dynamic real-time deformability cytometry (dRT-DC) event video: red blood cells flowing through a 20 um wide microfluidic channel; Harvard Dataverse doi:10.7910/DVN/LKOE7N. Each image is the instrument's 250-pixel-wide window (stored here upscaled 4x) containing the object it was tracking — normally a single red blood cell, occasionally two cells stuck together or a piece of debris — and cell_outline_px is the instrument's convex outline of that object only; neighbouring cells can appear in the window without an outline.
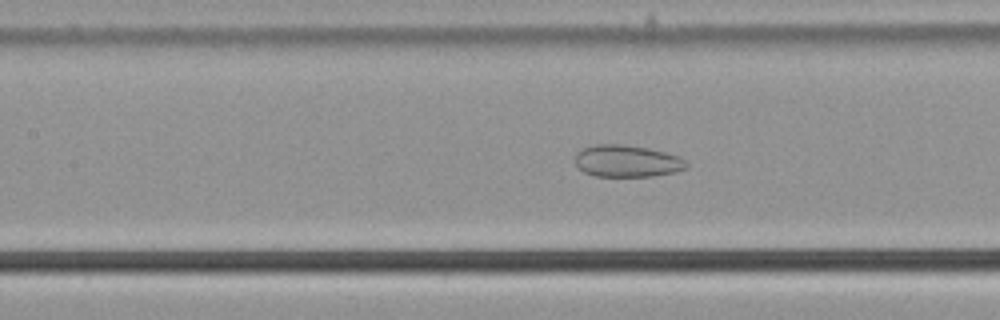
{"species": "common noctule bat (a hibernating species)", "species_latin": "Nyctalus noctula", "temperature_condition": "cold", "stored_images_in_passage": 31, "camera_frame_rate_fps": 3000, "um_per_image_px": 0.085, "animal": {"sex": "male", "body_mass_g": 21.5, "forearm_length_mm": 52.0}, "frame": {"image": 1, "passage_image": 13, "time_ms": 4.0, "image_size_px": [1000, 320], "cell_outline_px": [[688, 168], [676, 172], [652, 176], [596, 176], [584, 172], [576, 164], [576, 152], [584, 148], [596, 144], [624, 144], [648, 148], [680, 156], [688, 164]], "centroid_in_image_um": [53.33, 13.69], "position_along_channel_um": 154.1, "area_um2": 20.75}, "authors_computed_cell_mechanics": {"area_um2": 21.2704, "velocity_mm_per_s": 3.7629, "shape_relaxation_time_tau1_ms": null, "shape_relaxation_time_tau2_ms": 2.1959, "deformation_change_tau1": null, "deformation_change_tau2": 0.0819}}